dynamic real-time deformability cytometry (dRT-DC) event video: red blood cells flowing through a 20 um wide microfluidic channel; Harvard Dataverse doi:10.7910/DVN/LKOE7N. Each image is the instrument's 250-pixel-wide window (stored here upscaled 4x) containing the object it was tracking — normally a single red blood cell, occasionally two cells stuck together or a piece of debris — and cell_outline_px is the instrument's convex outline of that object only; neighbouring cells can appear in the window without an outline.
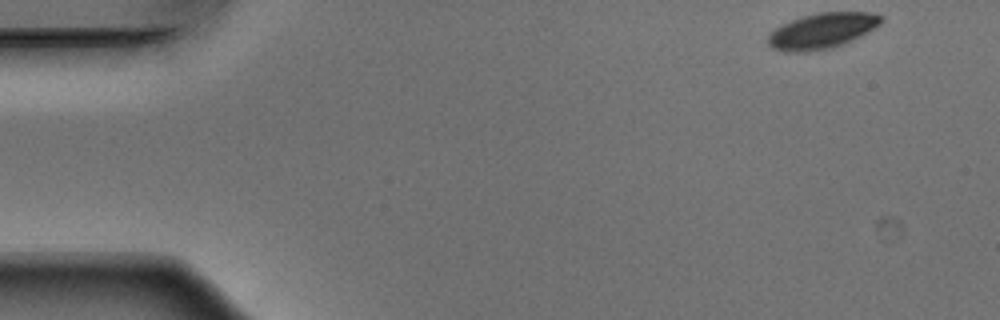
{"species": "Egyptian fruit bat (a non-hibernating species)", "species_latin": "Rousettus aegyptiacus", "temperature_condition": "warm", "stored_images_in_passage": 50, "camera_frame_rate_fps": 3000, "um_per_image_px": 0.085, "animal": {"sex": "male"}, "frame": {"image": 1, "passage_image": 1, "time_ms": 0.0, "image_size_px": [1000, 320], "cell_outline_px": [[884, 20], [880, 24], [860, 36], [844, 44], [832, 48], [808, 52], [784, 52], [772, 48], [768, 44], [768, 36], [776, 28], [792, 20], [804, 16], [820, 12], [868, 12], [880, 16]], "centroid_in_image_um": [69.87, 2.64], "position_along_channel_um": 15.1, "area_um2": 23.24}}
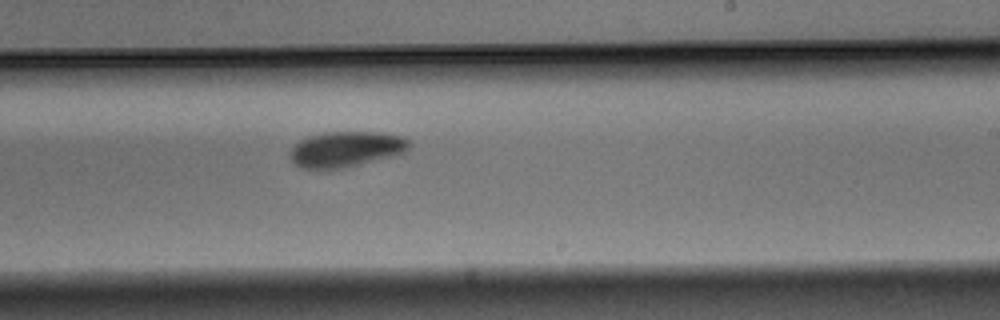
{"frame": {"image": 2, "passage_image": 29, "time_ms": 9.333, "image_size_px": [1000, 320], "cell_outline_px": [[408, 148], [404, 152], [340, 168], [320, 172], [300, 168], [292, 160], [292, 148], [300, 140], [308, 136], [324, 132], [380, 132], [400, 136], [408, 140]], "centroid_in_image_um": [29.32, 12.69], "position_along_channel_um": 259.7, "area_um2": 24.39}}
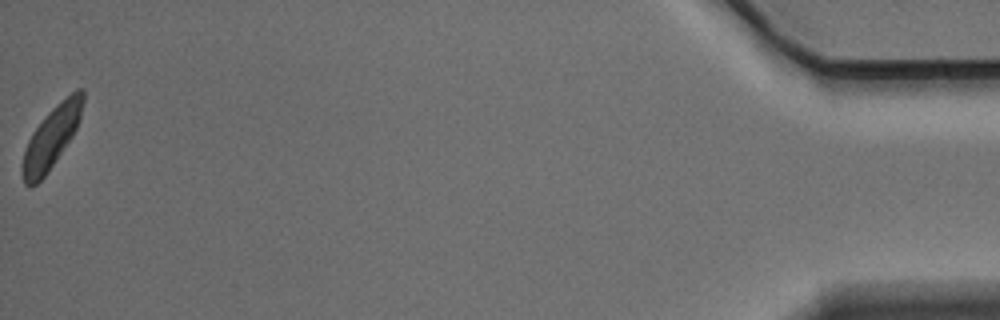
{"frame": {"image": 3, "passage_image": 50, "time_ms": 16.333, "image_size_px": [1000, 320], "cell_outline_px": [[84, 100], [80, 120], [72, 136], [44, 176], [36, 184], [24, 184], [20, 172], [20, 164], [28, 140], [32, 132], [48, 112], [56, 104], [76, 88], [84, 88]], "centroid_in_image_um": [4.36, 11.64], "position_along_channel_um": 430.8, "area_um2": 21.62}, "authors_computed_cell_mechanics": {"area_um2": 23.8425, "velocity_mm_per_s": 3.8207, "shape_relaxation_time_tau1_ms": 2.2009, "shape_relaxation_time_tau2_ms": null, "deformation_change_tau1": 0.1092, "deformation_change_tau2": null}}